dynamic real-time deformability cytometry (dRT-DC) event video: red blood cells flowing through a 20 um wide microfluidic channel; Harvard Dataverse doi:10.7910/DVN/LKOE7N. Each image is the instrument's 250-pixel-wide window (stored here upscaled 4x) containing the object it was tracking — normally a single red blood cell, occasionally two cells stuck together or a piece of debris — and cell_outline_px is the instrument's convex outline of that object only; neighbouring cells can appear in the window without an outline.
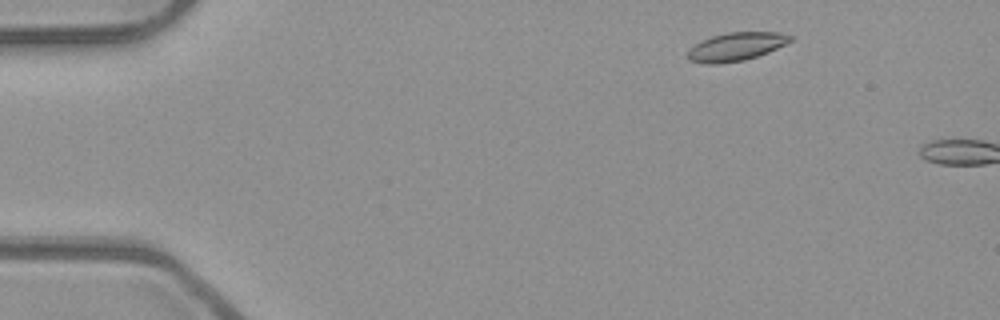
{"species": "common noctule bat (a hibernating species)", "species_latin": "Nyctalus noctula", "temperature_condition": "room temperature", "stored_images_in_passage": 6, "camera_frame_rate_fps": 3000, "um_per_image_px": 0.085, "animal": {"sex": "male", "body_mass_g": 23.1, "forearm_length_mm": 52.7}, "frame": {"image": 1, "passage_image": 4, "time_ms": 1.0, "image_size_px": [1000, 320], "cell_outline_px": [[792, 40], [768, 52], [744, 60], [716, 64], [704, 64], [688, 60], [688, 48], [700, 40], [712, 36], [728, 32], [780, 32], [792, 36]], "centroid_in_image_um": [62.51, 3.96], "position_along_channel_um": 22.5, "area_um2": 16.94}}